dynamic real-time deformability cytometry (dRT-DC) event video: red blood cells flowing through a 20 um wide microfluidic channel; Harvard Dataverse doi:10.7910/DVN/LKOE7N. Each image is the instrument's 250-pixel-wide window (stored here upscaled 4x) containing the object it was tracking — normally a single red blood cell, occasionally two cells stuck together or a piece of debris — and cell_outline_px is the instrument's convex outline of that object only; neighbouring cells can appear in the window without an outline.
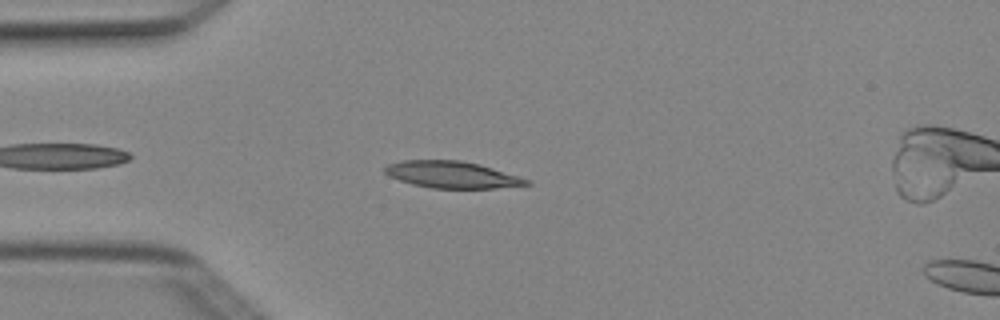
{"species": "Egyptian fruit bat (a non-hibernating species)", "species_latin": "Rousettus aegyptiacus", "temperature_condition": "cold", "stored_images_in_passage": 5, "camera_frame_rate_fps": 3000, "um_per_image_px": 0.085, "animal": {"sex": "female"}, "frame": {"image": 1, "passage_image": 4, "time_ms": 1.0, "image_size_px": [1000, 320], "cell_outline_px": [[532, 184], [496, 188], [432, 188], [412, 184], [388, 176], [384, 172], [384, 168], [388, 164], [400, 160], [460, 160], [480, 164], [520, 176], [532, 180]], "centroid_in_image_um": [38.44, 14.84], "position_along_channel_um": 46.6, "area_um2": 22.25}}